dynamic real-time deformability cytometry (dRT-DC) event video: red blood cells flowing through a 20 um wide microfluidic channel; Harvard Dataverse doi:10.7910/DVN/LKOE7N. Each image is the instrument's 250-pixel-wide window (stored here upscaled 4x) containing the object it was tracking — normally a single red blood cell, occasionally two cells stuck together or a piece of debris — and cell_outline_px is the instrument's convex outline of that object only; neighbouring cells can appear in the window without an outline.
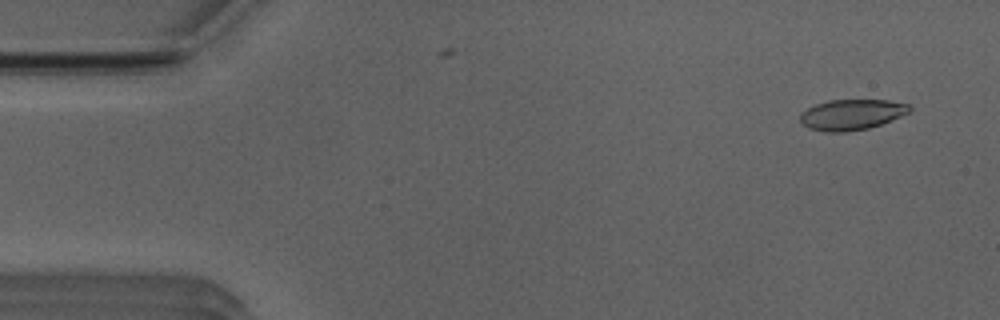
{"species": "Egyptian fruit bat (a non-hibernating species)", "species_latin": "Rousettus aegyptiacus", "temperature_condition": "room temperature", "stored_images_in_passage": 49, "camera_frame_rate_fps": 3000, "um_per_image_px": 0.085, "animal": {"sex": "male"}, "frame": {"image": 1, "passage_image": 2, "time_ms": 0.333, "image_size_px": [1000, 320], "cell_outline_px": [[912, 112], [880, 124], [868, 128], [844, 132], [824, 132], [808, 128], [800, 120], [800, 116], [808, 108], [816, 104], [828, 100], [888, 100], [908, 104], [912, 108]], "centroid_in_image_um": [72.42, 9.74], "position_along_channel_um": 12.6, "area_um2": 19.42}}
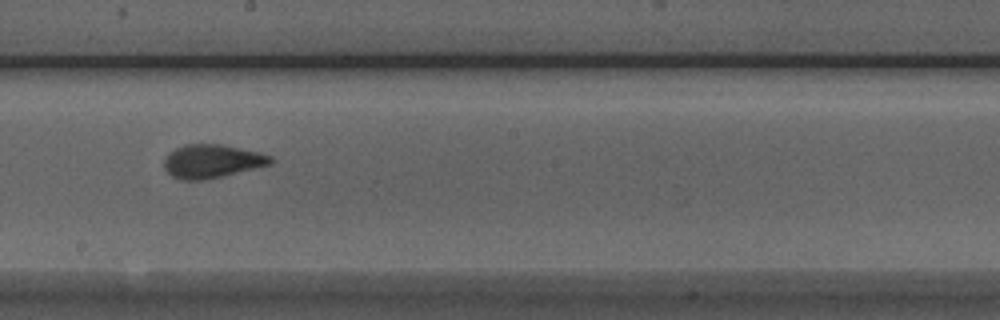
{"frame": {"image": 2, "passage_image": 27, "time_ms": 8.667, "image_size_px": [1000, 320], "cell_outline_px": [[272, 164], [224, 176], [204, 180], [180, 180], [172, 176], [164, 168], [164, 160], [168, 152], [184, 144], [220, 144], [260, 152], [272, 156]], "centroid_in_image_um": [18.01, 13.71], "position_along_channel_um": 230.2, "area_um2": 20.92}}
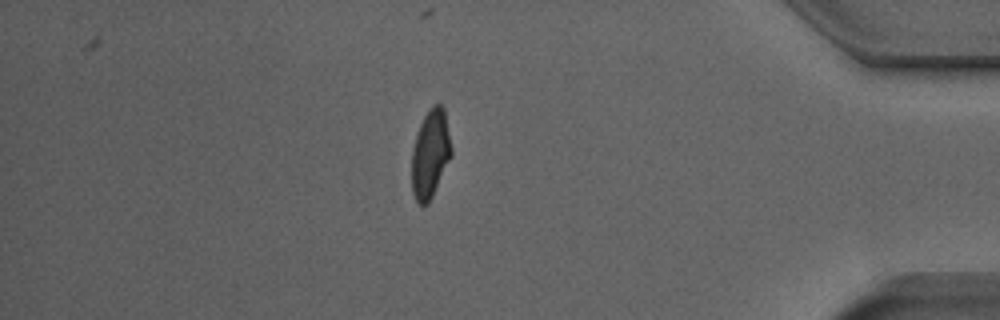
{"frame": {"image": 3, "passage_image": 43, "time_ms": 14.0, "image_size_px": [1000, 320], "cell_outline_px": [[452, 156], [428, 204], [424, 208], [416, 200], [412, 192], [412, 148], [420, 124], [424, 116], [432, 104], [440, 104], [444, 108], [452, 148]], "centroid_in_image_um": [36.58, 13.09], "position_along_channel_um": 398.6, "area_um2": 20.46}, "authors_computed_cell_mechanics": {"area_um2": 20.3456, "velocity_mm_per_s": 3.9429, "shape_relaxation_time_tau1_ms": 5.2671, "shape_relaxation_time_tau2_ms": 1.0577, "deformation_change_tau1": 0.191, "deformation_change_tau2": 0.0768}}